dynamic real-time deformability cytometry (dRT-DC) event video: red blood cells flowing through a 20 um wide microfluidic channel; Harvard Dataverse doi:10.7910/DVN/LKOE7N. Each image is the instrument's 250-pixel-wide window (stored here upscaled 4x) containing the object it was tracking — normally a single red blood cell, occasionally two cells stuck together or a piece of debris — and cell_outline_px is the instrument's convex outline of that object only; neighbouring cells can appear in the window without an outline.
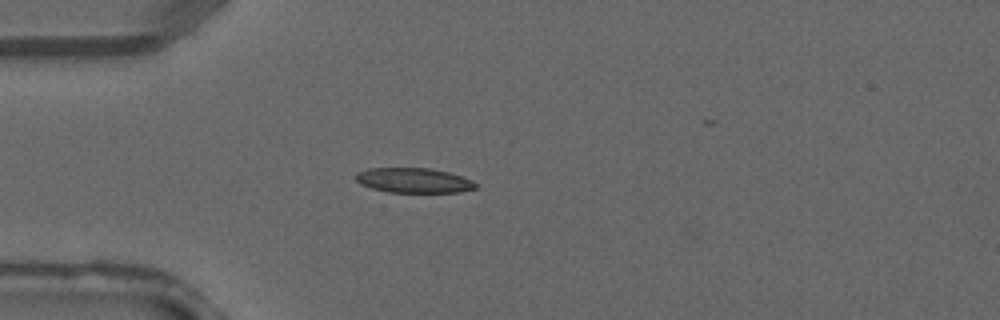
{"species": "common noctule bat (a hibernating species)", "species_latin": "Nyctalus noctula", "temperature_condition": "warm", "stored_images_in_passage": 2, "camera_frame_rate_fps": 3000, "um_per_image_px": 0.085, "animal": {"sex": "male", "forearm_length_mm": 52.5}, "frame": {"image": 1, "passage_image": 2, "time_ms": 0.333, "image_size_px": [1000, 320], "cell_outline_px": [[476, 188], [456, 192], [388, 192], [372, 188], [360, 184], [356, 180], [356, 172], [368, 168], [428, 168], [448, 172], [472, 180], [476, 184]], "centroid_in_image_um": [35.12, 15.33], "position_along_channel_um": 49.9, "area_um2": 17.22}}